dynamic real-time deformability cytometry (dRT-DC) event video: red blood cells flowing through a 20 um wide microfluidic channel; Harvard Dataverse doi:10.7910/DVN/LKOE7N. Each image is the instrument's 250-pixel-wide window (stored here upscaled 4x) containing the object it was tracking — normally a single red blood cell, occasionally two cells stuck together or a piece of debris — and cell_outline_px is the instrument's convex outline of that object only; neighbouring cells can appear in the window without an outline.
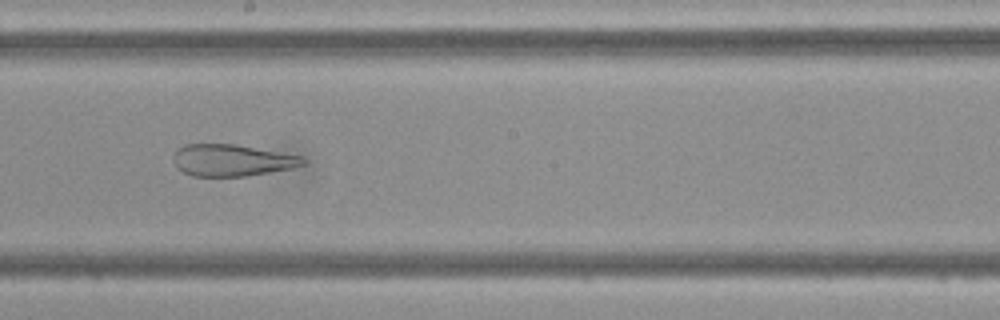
{"species": "Egyptian fruit bat (a non-hibernating species)", "species_latin": "Rousettus aegyptiacus", "temperature_condition": "cold", "stored_images_in_passage": 29, "camera_frame_rate_fps": 3000, "um_per_image_px": 0.085, "frame": {"image": 1, "passage_image": 13, "time_ms": 4.0, "image_size_px": [1000, 320], "cell_outline_px": [[308, 160], [304, 164], [292, 168], [248, 176], [192, 176], [176, 168], [172, 160], [172, 156], [184, 144], [236, 144], [304, 156]], "centroid_in_image_um": [19.73, 13.62], "position_along_channel_um": 228.5, "area_um2": 24.22}}